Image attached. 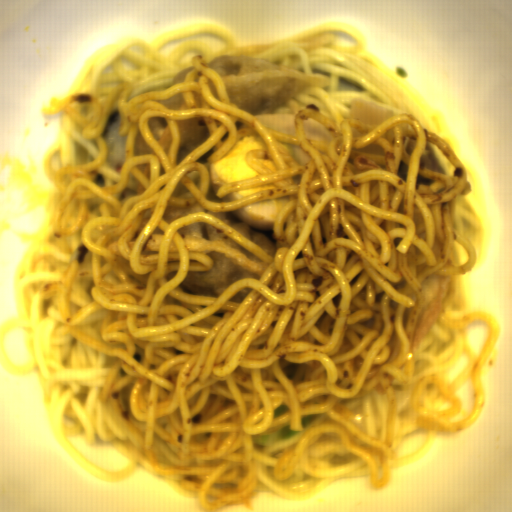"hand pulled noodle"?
<instances>
[{
	"label": "hand pulled noodle",
	"mask_w": 512,
	"mask_h": 512,
	"mask_svg": "<svg viewBox=\"0 0 512 512\" xmlns=\"http://www.w3.org/2000/svg\"><path fill=\"white\" fill-rule=\"evenodd\" d=\"M196 56L207 63L219 56L249 57L322 74L327 79L326 86L266 114H298L311 106L332 122L342 121L349 118L355 99L361 98L384 105L391 111V119L410 114L438 134L459 157L444 115L369 51L365 34L350 25H317L247 44H241L217 23L169 32L156 41L125 38L91 54L68 97L121 84L130 86L131 95H140L149 87L171 82L175 74L192 67Z\"/></svg>",
	"instance_id": "hand-pulled-noodle-1"
},
{
	"label": "hand pulled noodle",
	"mask_w": 512,
	"mask_h": 512,
	"mask_svg": "<svg viewBox=\"0 0 512 512\" xmlns=\"http://www.w3.org/2000/svg\"><path fill=\"white\" fill-rule=\"evenodd\" d=\"M98 151L96 142L74 128L70 118L61 116L57 136L43 159L45 176L51 180L46 220L16 264L13 286L17 315L7 317L0 325V360L6 372L16 376L34 373L54 440L88 471L117 484L147 473L183 495L196 496L177 478L150 468L136 436L101 395L109 366L106 356L65 336L59 328L56 297L43 298L39 290L55 281L69 260L68 240L56 237L51 228L59 199L55 176L61 167L94 162ZM20 328L28 339L29 360L25 367L14 363L6 349L7 334ZM74 437L125 454V467L118 471L101 469L69 445Z\"/></svg>",
	"instance_id": "hand-pulled-noodle-2"
},
{
	"label": "hand pulled noodle",
	"mask_w": 512,
	"mask_h": 512,
	"mask_svg": "<svg viewBox=\"0 0 512 512\" xmlns=\"http://www.w3.org/2000/svg\"><path fill=\"white\" fill-rule=\"evenodd\" d=\"M502 327L470 300L465 273L411 356L403 384L393 386V446L389 473L425 454L436 438L467 433L483 411L480 374Z\"/></svg>",
	"instance_id": "hand-pulled-noodle-3"
},
{
	"label": "hand pulled noodle",
	"mask_w": 512,
	"mask_h": 512,
	"mask_svg": "<svg viewBox=\"0 0 512 512\" xmlns=\"http://www.w3.org/2000/svg\"><path fill=\"white\" fill-rule=\"evenodd\" d=\"M302 432L283 428L256 438L253 494H275L289 502H302L347 477H369L368 466L345 440L328 432L306 445L283 479L275 478L278 464L300 441Z\"/></svg>",
	"instance_id": "hand-pulled-noodle-4"
},
{
	"label": "hand pulled noodle",
	"mask_w": 512,
	"mask_h": 512,
	"mask_svg": "<svg viewBox=\"0 0 512 512\" xmlns=\"http://www.w3.org/2000/svg\"><path fill=\"white\" fill-rule=\"evenodd\" d=\"M463 163V162H462ZM471 189L469 195L458 200L454 210L455 229L464 233L475 247L477 257L485 251L492 222L489 217L481 183L470 167L464 164Z\"/></svg>",
	"instance_id": "hand-pulled-noodle-5"
}]
</instances>
